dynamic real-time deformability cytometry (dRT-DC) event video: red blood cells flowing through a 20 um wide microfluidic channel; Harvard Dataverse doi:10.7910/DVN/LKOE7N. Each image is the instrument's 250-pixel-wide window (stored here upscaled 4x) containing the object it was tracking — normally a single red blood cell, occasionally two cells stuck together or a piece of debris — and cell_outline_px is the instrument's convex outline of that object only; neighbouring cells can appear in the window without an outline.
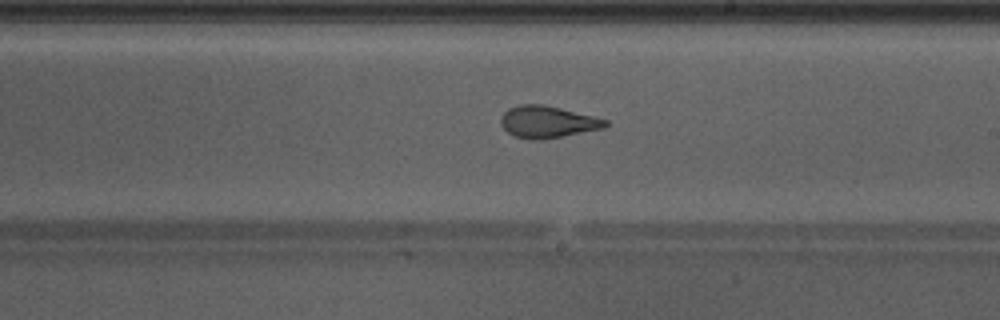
{"species": "Egyptian fruit bat (a non-hibernating species)", "species_latin": "Rousettus aegyptiacus", "temperature_condition": "warm", "stored_images_in_passage": 48, "camera_frame_rate_fps": 3000, "um_per_image_px": 0.085, "animal": {"sex": "male"}, "frame": {"image": 1, "passage_image": 28, "time_ms": 9.0, "image_size_px": [1000, 320], "cell_outline_px": [[608, 124], [604, 128], [540, 140], [528, 140], [516, 136], [508, 132], [500, 124], [500, 120], [504, 112], [508, 108], [520, 104], [544, 104], [596, 116], [608, 120]], "centroid_in_image_um": [46.54, 10.35], "position_along_channel_um": 242.5, "area_um2": 19.54}, "authors_computed_cell_mechanics": {"area_um2": 21.1837, "velocity_mm_per_s": 4.2892, "shape_relaxation_time_tau1_ms": 7.219, "shape_relaxation_time_tau2_ms": 1.2942, "deformation_change_tau1": 0.2116, "deformation_change_tau2": 0.0895}}